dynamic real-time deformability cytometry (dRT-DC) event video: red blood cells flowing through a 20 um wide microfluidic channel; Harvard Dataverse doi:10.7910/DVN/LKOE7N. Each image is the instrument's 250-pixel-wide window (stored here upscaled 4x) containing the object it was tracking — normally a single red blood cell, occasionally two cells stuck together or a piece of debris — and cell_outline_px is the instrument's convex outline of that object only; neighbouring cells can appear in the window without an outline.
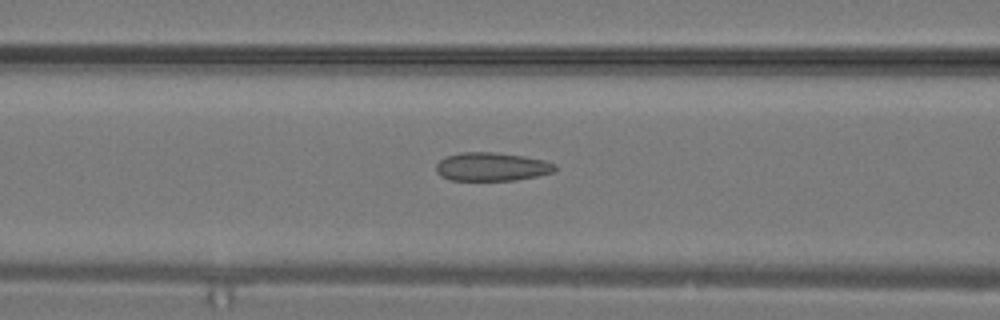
{"species": "common noctule bat (a hibernating species)", "species_latin": "Nyctalus noctula", "temperature_condition": "warm", "stored_images_in_passage": 19, "camera_frame_rate_fps": 3000, "um_per_image_px": 0.085, "animal": {"sex": "male", "body_mass_g": 19.2, "forearm_length_mm": 51.8}, "frame": {"image": 1, "passage_image": 11, "time_ms": 3.333, "image_size_px": [1000, 320], "cell_outline_px": [[556, 168], [552, 172], [536, 176], [516, 180], [448, 180], [440, 176], [436, 172], [436, 164], [444, 156], [460, 152], [492, 152], [524, 156], [544, 160], [556, 164]], "centroid_in_image_um": [41.75, 14.17], "position_along_channel_um": 124.9, "area_um2": 19.83}}
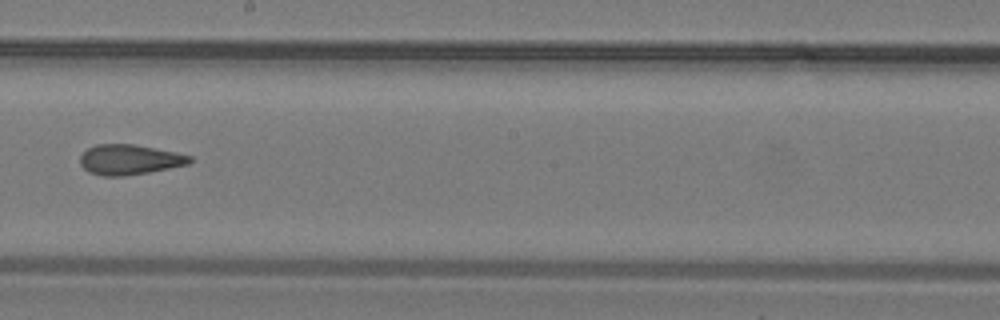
{"frame": {"image": 2, "passage_image": 16, "time_ms": 5.0, "image_size_px": [1000, 320], "cell_outline_px": [[192, 160], [188, 164], [148, 172], [124, 176], [100, 176], [88, 172], [80, 164], [80, 156], [88, 148], [96, 144], [136, 144], [176, 152], [192, 156]], "centroid_in_image_um": [10.99, 13.56], "position_along_channel_um": 237.2, "area_um2": 19.31}}
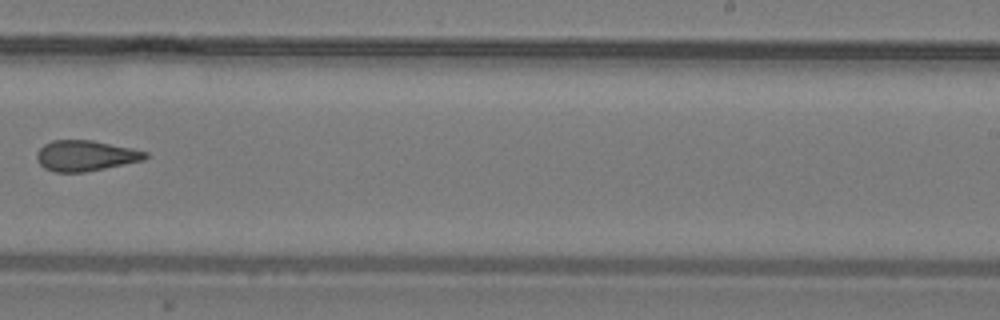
{"frame": {"image": 3, "passage_image": 18, "time_ms": 5.667, "image_size_px": [1000, 320], "cell_outline_px": [[148, 156], [144, 160], [84, 172], [56, 172], [44, 168], [40, 164], [36, 156], [36, 152], [44, 144], [52, 140], [92, 140], [132, 148], [148, 152]], "centroid_in_image_um": [7.26, 13.23], "position_along_channel_um": 281.7, "area_um2": 19.31}}